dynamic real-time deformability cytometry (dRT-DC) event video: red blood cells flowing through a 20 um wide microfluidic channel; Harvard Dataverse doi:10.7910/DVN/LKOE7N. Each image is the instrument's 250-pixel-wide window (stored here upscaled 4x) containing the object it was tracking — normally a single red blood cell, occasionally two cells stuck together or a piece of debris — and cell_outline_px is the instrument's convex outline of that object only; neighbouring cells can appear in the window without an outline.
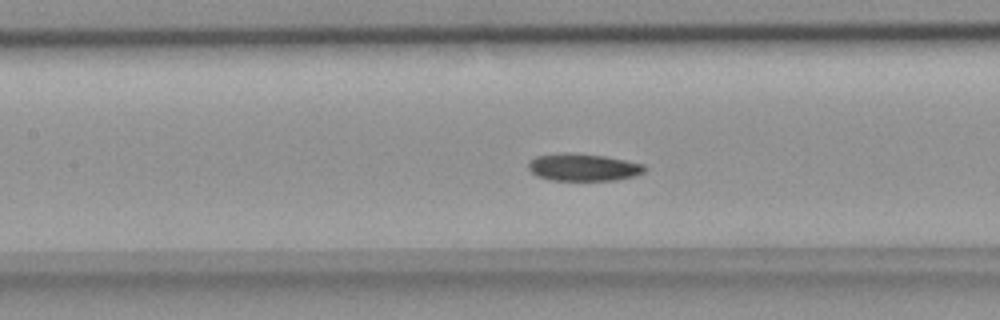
{"species": "common noctule bat (a hibernating species)", "species_latin": "Nyctalus noctula", "temperature_condition": "room temperature", "stored_images_in_passage": 46, "camera_frame_rate_fps": 3000, "um_per_image_px": 0.085, "animal": {"sex": "female", "body_mass_g": 18.4}, "frame": {"image": 1, "passage_image": 17, "time_ms": 5.333, "image_size_px": [1000, 320], "cell_outline_px": [[648, 168], [644, 172], [636, 176], [616, 180], [552, 180], [536, 176], [528, 168], [528, 160], [536, 156], [560, 152], [572, 152], [604, 156], [644, 164]], "centroid_in_image_um": [49.56, 14.21], "position_along_channel_um": 157.8, "area_um2": 18.79}}
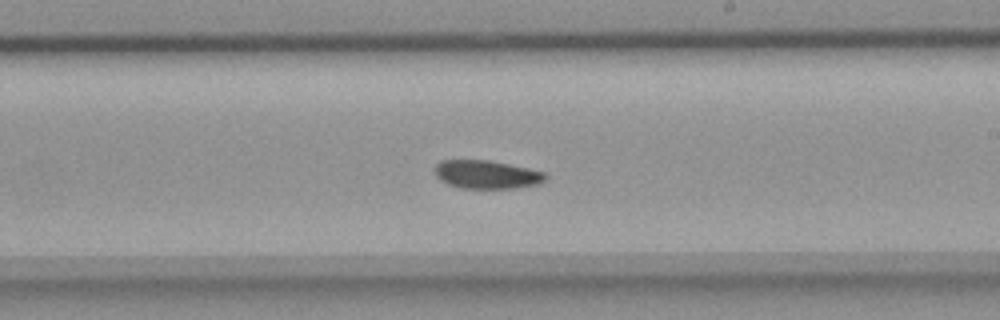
{"frame": {"image": 2, "passage_image": 24, "time_ms": 7.667, "image_size_px": [1000, 320], "cell_outline_px": [[548, 176], [540, 184], [516, 188], [460, 188], [448, 184], [440, 180], [436, 176], [436, 164], [440, 160], [488, 160], [528, 168], [544, 172]], "centroid_in_image_um": [41.38, 14.83], "position_along_channel_um": 247.6, "area_um2": 18.26}}
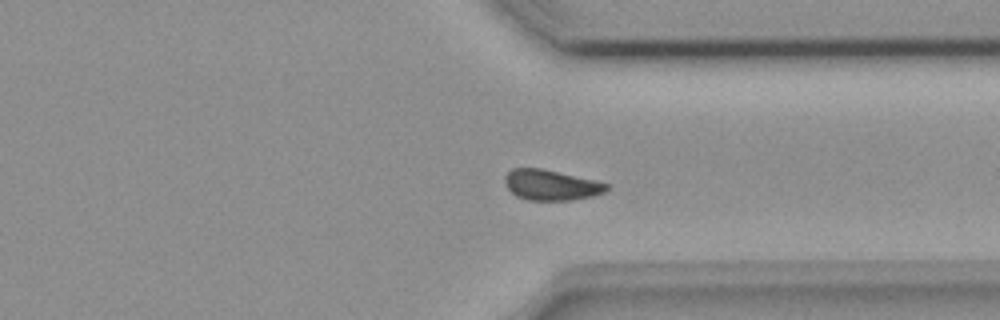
{"frame": {"image": 3, "passage_image": 33, "time_ms": 10.667, "image_size_px": [1000, 320], "cell_outline_px": [[608, 188], [604, 192], [592, 196], [572, 200], [528, 200], [516, 196], [508, 188], [504, 180], [504, 176], [512, 168], [540, 168], [596, 180], [608, 184]], "centroid_in_image_um": [46.83, 15.72], "position_along_channel_um": 364.6, "area_um2": 17.98}, "authors_computed_cell_mechanics": {"area_um2": 18.6405, "velocity_mm_per_s": 3.8777, "shape_relaxation_time_tau1_ms": 3.3557, "shape_relaxation_time_tau2_ms": 3.405, "deformation_change_tau1": 0.0891, "deformation_change_tau2": 0.0632}}